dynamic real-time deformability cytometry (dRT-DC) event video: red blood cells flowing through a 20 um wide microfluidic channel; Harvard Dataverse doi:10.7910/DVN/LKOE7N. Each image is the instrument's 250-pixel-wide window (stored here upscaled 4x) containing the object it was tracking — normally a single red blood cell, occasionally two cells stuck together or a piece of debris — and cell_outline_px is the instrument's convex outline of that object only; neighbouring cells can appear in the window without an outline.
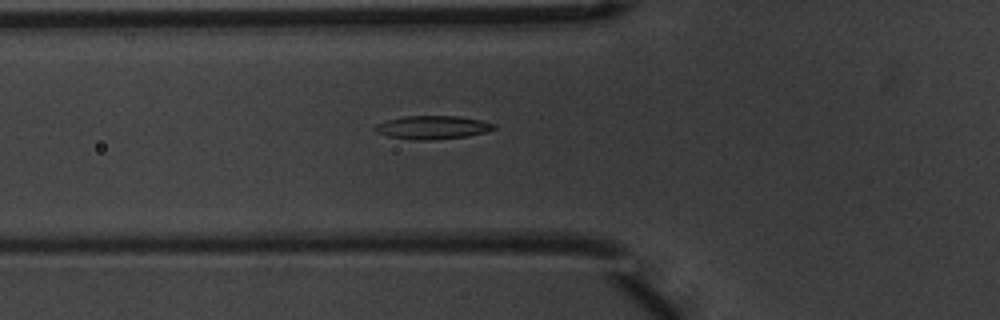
{"species": "common noctule bat (a hibernating species)", "species_latin": "Nyctalus noctula", "temperature_condition": "warm", "stored_images_in_passage": 33, "camera_frame_rate_fps": 3000, "um_per_image_px": 0.085, "animal": {"sex": "male", "body_mass_g": 20.1, "forearm_length_mm": 53.5}, "frame": {"image": 1, "passage_image": 3, "time_ms": 0.667, "image_size_px": [1000, 320], "cell_outline_px": [[496, 128], [484, 132], [468, 136], [432, 140], [420, 140], [388, 136], [376, 132], [372, 128], [376, 124], [388, 120], [404, 116], [460, 116], [480, 120], [496, 124]], "centroid_in_image_um": [36.76, 10.82], "position_along_channel_um": 89.0, "area_um2": 16.13}}
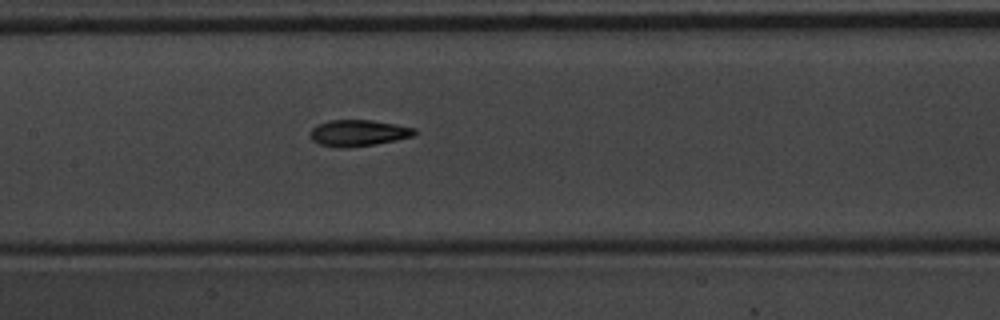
{"frame": {"image": 2, "passage_image": 10, "time_ms": 3.0, "image_size_px": [1000, 320], "cell_outline_px": [[416, 132], [412, 136], [396, 140], [372, 144], [344, 148], [336, 148], [320, 144], [312, 140], [312, 128], [316, 124], [332, 120], [372, 120], [396, 124], [416, 128]], "centroid_in_image_um": [30.46, 11.3], "position_along_channel_um": 176.9, "area_um2": 15.84}}
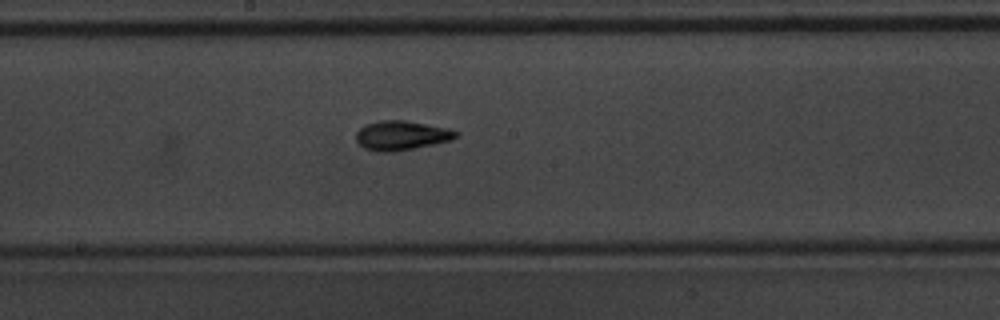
{"frame": {"image": 3, "passage_image": 13, "time_ms": 4.0, "image_size_px": [1000, 320], "cell_outline_px": [[460, 132], [452, 140], [392, 152], [376, 152], [364, 148], [356, 140], [356, 132], [364, 124], [380, 120], [404, 120], [448, 128]], "centroid_in_image_um": [34.09, 11.5], "position_along_channel_um": 214.1, "area_um2": 17.05}, "authors_computed_cell_mechanics": {"area_um2": 15.7216, "velocity_mm_per_s": 3.7315, "shape_relaxation_time_tau1_ms": 3.5532, "shape_relaxation_time_tau2_ms": 2.1149, "deformation_change_tau1": 0.187, "deformation_change_tau2": 0.1047}}